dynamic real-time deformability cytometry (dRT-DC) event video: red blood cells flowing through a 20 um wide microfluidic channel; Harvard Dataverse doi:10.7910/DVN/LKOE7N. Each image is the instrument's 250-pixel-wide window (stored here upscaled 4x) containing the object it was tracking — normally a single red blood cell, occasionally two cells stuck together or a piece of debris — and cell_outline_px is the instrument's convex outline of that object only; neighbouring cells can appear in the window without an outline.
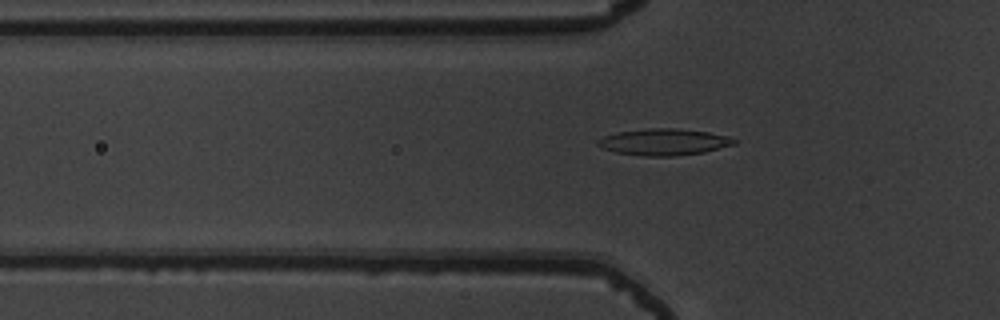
{"species": "common noctule bat (a hibernating species)", "species_latin": "Nyctalus noctula", "temperature_condition": "warm", "stored_images_in_passage": 43, "camera_frame_rate_fps": 3000, "um_per_image_px": 0.085, "animal": {"sex": "male", "body_mass_g": 19.5, "forearm_length_mm": 54.6}, "frame": {"image": 1, "passage_image": 7, "time_ms": 2.0, "image_size_px": [1000, 320], "cell_outline_px": [[736, 144], [704, 152], [676, 156], [644, 156], [616, 152], [600, 148], [596, 144], [596, 140], [604, 136], [616, 132], [648, 128], [676, 128], [708, 132], [728, 136], [736, 140]], "centroid_in_image_um": [56.4, 12.07], "position_along_channel_um": 69.4, "area_um2": 21.21}}
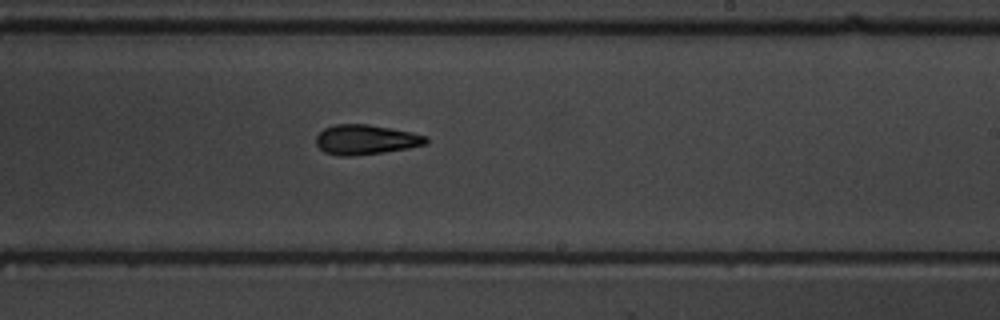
{"frame": {"image": 2, "passage_image": 22, "time_ms": 7.0, "image_size_px": [1000, 320], "cell_outline_px": [[428, 144], [408, 148], [384, 152], [352, 156], [340, 156], [324, 152], [316, 144], [316, 136], [324, 128], [336, 124], [368, 124], [392, 128], [412, 132], [428, 136]], "centroid_in_image_um": [31.11, 11.86], "position_along_channel_um": 257.9, "area_um2": 19.25}}
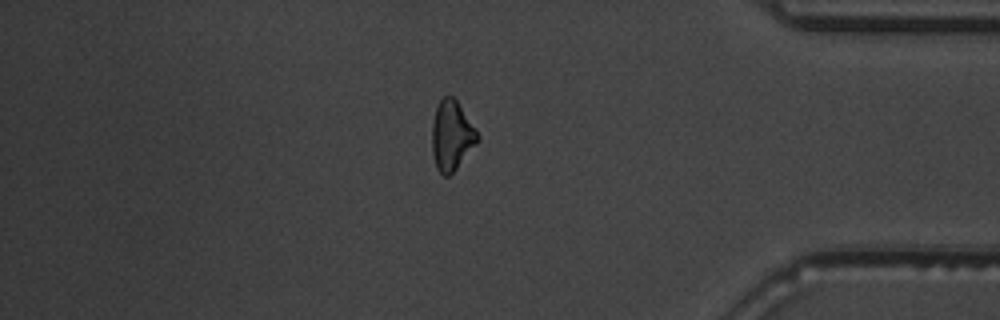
{"frame": {"image": 3, "passage_image": 35, "time_ms": 11.333, "image_size_px": [1000, 320], "cell_outline_px": [[480, 140], [456, 168], [448, 176], [444, 176], [436, 168], [432, 152], [432, 124], [436, 108], [440, 100], [444, 96], [452, 96], [456, 100], [476, 128], [480, 136]], "centroid_in_image_um": [38.4, 11.52], "position_along_channel_um": 396.8, "area_um2": 18.44}, "authors_computed_cell_mechanics": {"area_um2": 18.9006, "velocity_mm_per_s": 3.7853, "shape_relaxation_time_tau1_ms": 2.8996, "shape_relaxation_time_tau2_ms": 6.4411, "deformation_change_tau1": 0.1357, "deformation_change_tau2": 0.1499}}